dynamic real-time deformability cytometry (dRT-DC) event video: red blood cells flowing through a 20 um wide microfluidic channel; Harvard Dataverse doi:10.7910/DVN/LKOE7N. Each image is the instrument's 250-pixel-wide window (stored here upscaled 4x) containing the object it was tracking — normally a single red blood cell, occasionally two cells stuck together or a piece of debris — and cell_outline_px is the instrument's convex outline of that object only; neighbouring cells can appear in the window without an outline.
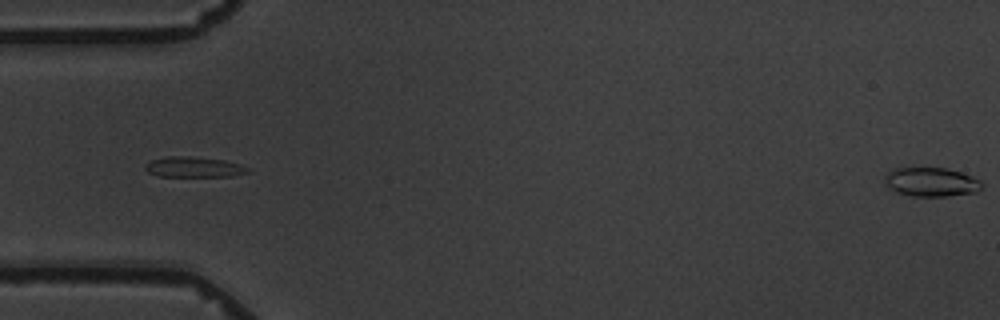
{"species": "common noctule bat (a hibernating species)", "species_latin": "Nyctalus noctula", "temperature_condition": "warm", "stored_images_in_passage": 6, "segment_of_instrument_passage": [2, 2], "camera_frame_rate_fps": 3000, "um_per_image_px": 0.085, "animal": {"sex": "male", "body_mass_g": 19.5, "forearm_length_mm": 54.6}, "frame": {"image": 1, "passage_image": 6, "time_ms": 5.667, "image_size_px": [1000, 320], "cell_outline_px": [[980, 188], [976, 192], [948, 196], [912, 196], [896, 192], [884, 184], [884, 176], [888, 172], [896, 168], [944, 168], [960, 172], [972, 176], [980, 180]], "centroid_in_image_um": [79.11, 15.47], "position_along_channel_um": 5.9, "area_um2": 16.3}}